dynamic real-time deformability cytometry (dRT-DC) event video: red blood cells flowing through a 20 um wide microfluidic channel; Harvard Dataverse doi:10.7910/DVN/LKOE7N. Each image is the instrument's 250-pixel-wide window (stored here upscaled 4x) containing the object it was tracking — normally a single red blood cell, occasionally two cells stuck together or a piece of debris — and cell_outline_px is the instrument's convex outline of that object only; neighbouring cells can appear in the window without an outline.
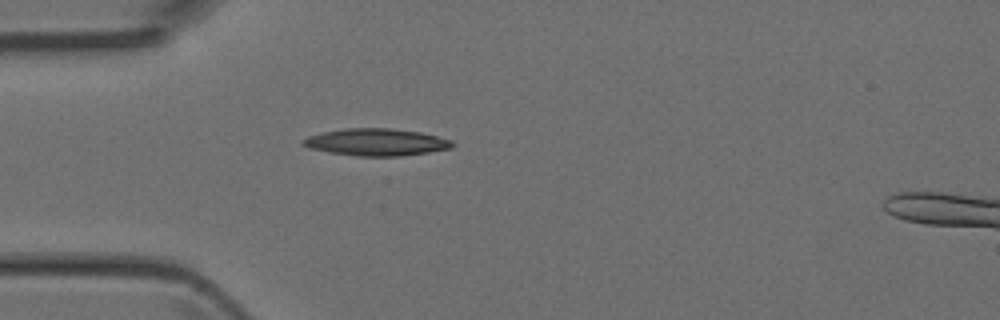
{"species": "Egyptian fruit bat (a non-hibernating species)", "species_latin": "Rousettus aegyptiacus", "temperature_condition": "room temperature", "stored_images_in_passage": 5, "camera_frame_rate_fps": 3000, "um_per_image_px": 0.085, "animal": {"sex": "female"}, "frame": {"image": 1, "passage_image": 4, "time_ms": 1.0, "image_size_px": [1000, 320], "cell_outline_px": [[456, 144], [452, 148], [428, 152], [400, 156], [356, 156], [308, 148], [300, 144], [300, 140], [308, 136], [324, 132], [344, 128], [392, 128], [420, 132], [452, 140]], "centroid_in_image_um": [31.98, 12.08], "position_along_channel_um": 53.0, "area_um2": 23.64}}